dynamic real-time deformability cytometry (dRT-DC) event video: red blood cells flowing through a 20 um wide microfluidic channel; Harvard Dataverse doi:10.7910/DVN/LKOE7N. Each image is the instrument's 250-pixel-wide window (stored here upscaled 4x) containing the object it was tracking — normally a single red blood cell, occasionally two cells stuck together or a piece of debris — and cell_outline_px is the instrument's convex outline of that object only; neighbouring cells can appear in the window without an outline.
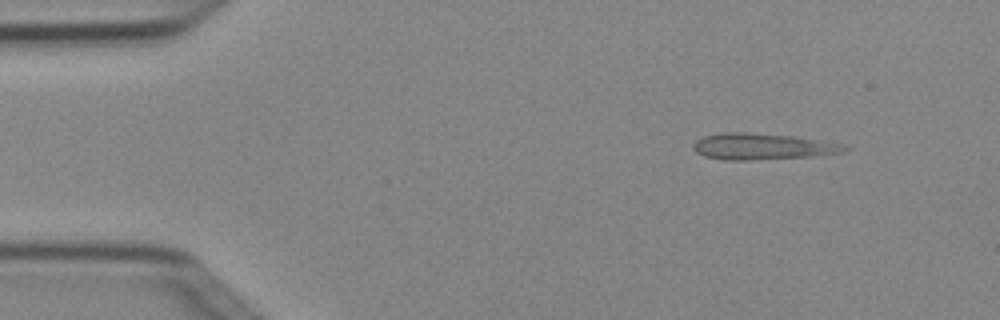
{"species": "Egyptian fruit bat (a non-hibernating species)", "species_latin": "Rousettus aegyptiacus", "temperature_condition": "cold", "stored_images_in_passage": 3, "camera_frame_rate_fps": 3000, "um_per_image_px": 0.085, "animal": {"sex": "female"}, "frame": {"image": 1, "passage_image": 1, "time_ms": 0.0, "image_size_px": [1000, 320], "cell_outline_px": [[852, 148], [844, 152], [808, 156], [752, 160], [724, 160], [704, 156], [696, 152], [692, 148], [692, 144], [696, 140], [704, 136], [724, 132], [744, 132], [796, 136], [844, 144]], "centroid_in_image_um": [64.79, 12.44], "position_along_channel_um": 20.2, "area_um2": 23.24}}